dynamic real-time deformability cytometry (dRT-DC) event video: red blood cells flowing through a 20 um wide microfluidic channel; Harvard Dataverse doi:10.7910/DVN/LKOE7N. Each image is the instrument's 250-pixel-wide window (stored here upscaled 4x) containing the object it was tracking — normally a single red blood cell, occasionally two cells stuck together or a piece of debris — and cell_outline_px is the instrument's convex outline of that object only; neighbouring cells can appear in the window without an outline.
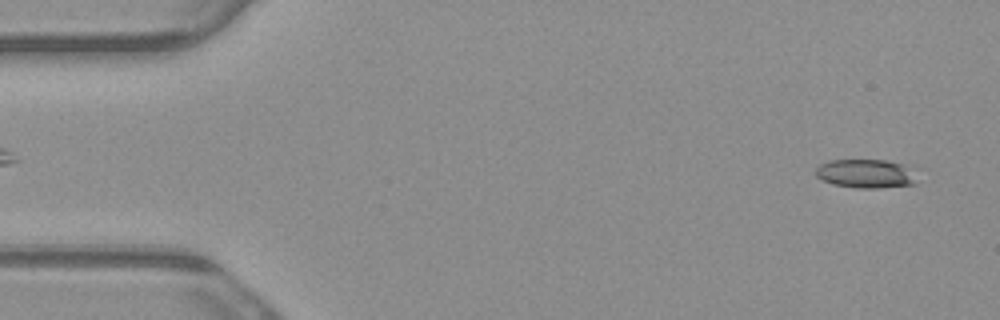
{"species": "common noctule bat (a hibernating species)", "species_latin": "Nyctalus noctula", "temperature_condition": "warm", "stored_images_in_passage": 4, "camera_frame_rate_fps": 3000, "um_per_image_px": 0.085, "animal": {"sex": "male", "body_mass_g": 23.1, "forearm_length_mm": 52.7}, "frame": {"image": 1, "passage_image": 4, "time_ms": 1.0, "image_size_px": [1000, 320], "cell_outline_px": [[916, 184], [880, 188], [856, 188], [832, 184], [816, 176], [816, 168], [820, 164], [828, 160], [884, 160], [904, 164]], "centroid_in_image_um": [73.5, 14.76], "position_along_channel_um": 11.5, "area_um2": 16.65}}